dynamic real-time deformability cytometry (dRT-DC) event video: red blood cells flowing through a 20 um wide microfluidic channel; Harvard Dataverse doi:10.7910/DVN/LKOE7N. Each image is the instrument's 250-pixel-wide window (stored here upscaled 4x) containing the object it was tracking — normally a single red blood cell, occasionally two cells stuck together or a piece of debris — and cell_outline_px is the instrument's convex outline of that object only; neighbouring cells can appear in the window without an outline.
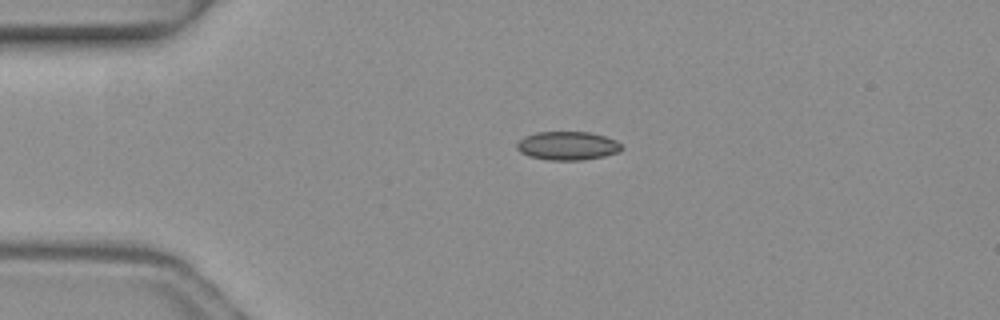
{"species": "common noctule bat (a hibernating species)", "species_latin": "Nyctalus noctula", "temperature_condition": "warm", "stored_images_in_passage": 2, "camera_frame_rate_fps": 3000, "um_per_image_px": 0.085, "animal": {"sex": "female", "body_mass_g": 19.3, "forearm_length_mm": 54.1}, "frame": {"image": 1, "passage_image": 1, "time_ms": 0.0, "image_size_px": [1000, 320], "cell_outline_px": [[624, 148], [620, 152], [604, 156], [584, 160], [548, 160], [528, 156], [520, 152], [516, 148], [516, 144], [524, 136], [536, 132], [588, 132], [604, 136], [616, 140]], "centroid_in_image_um": [48.24, 12.39], "position_along_channel_um": 36.8, "area_um2": 17.57}}